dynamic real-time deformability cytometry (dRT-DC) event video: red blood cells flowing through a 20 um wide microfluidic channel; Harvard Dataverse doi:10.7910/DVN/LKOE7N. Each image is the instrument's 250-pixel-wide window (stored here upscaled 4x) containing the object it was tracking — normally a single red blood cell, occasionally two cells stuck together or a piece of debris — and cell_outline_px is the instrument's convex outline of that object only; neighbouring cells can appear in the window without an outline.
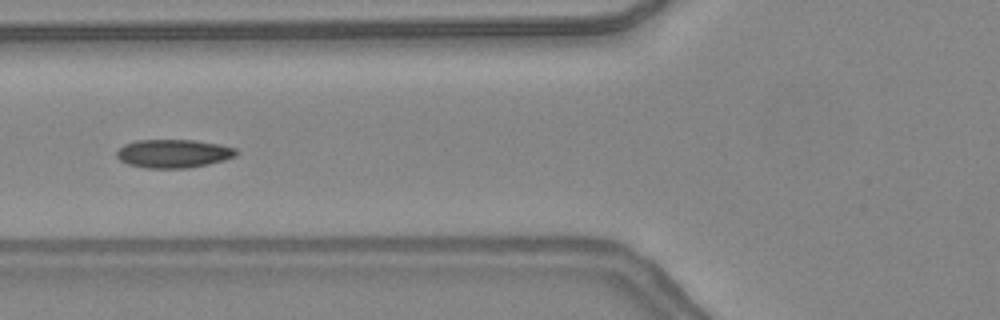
{"species": "common noctule bat (a hibernating species)", "species_latin": "Nyctalus noctula", "temperature_condition": "warm", "stored_images_in_passage": 47, "camera_frame_rate_fps": 3000, "um_per_image_px": 0.085, "animal": {"sex": "female", "body_mass_g": 24.6, "forearm_length_mm": 56.2}, "frame": {"image": 1, "passage_image": 20, "time_ms": 6.333, "image_size_px": [1000, 320], "cell_outline_px": [[240, 152], [236, 156], [224, 160], [208, 164], [188, 168], [144, 168], [128, 164], [120, 160], [116, 156], [116, 152], [124, 144], [136, 140], [192, 140], [220, 144], [236, 148]], "centroid_in_image_um": [14.76, 13.05], "position_along_channel_um": 111.0, "area_um2": 19.94}, "authors_computed_cell_mechanics": {"area_um2": 19.074, "velocity_mm_per_s": 4.3571, "shape_relaxation_time_tau1_ms": 3.6478, "shape_relaxation_time_tau2_ms": 1.6129, "deformation_change_tau1": 0.1345, "deformation_change_tau2": 0.0579}}